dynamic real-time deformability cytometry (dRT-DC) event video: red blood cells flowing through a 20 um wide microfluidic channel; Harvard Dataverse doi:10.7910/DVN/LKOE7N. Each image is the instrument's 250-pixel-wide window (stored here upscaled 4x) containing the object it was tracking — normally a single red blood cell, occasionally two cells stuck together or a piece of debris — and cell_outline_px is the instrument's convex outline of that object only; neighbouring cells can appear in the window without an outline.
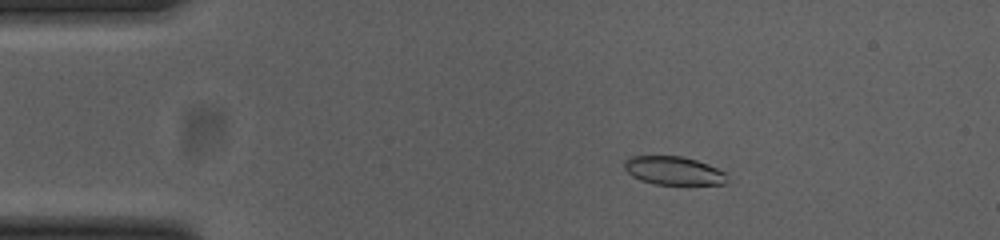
{"species": "common noctule bat (a hibernating species)", "species_latin": "Nyctalus noctula", "temperature_condition": "cold", "stored_images_in_passage": 56, "camera_frame_rate_fps": 3000, "um_per_image_px": 0.085, "animal": {"sex": "female", "body_mass_g": 23.0, "forearm_length_mm": 53.4}, "frame": {"image": 1, "passage_image": 10, "time_ms": 3.0, "image_size_px": [1000, 240], "cell_outline_px": [[728, 180], [724, 184], [652, 184], [640, 180], [632, 176], [624, 168], [624, 160], [632, 156], [680, 156], [696, 160], [708, 164], [724, 172]], "centroid_in_image_um": [57.22, 14.51], "position_along_channel_um": 27.8, "area_um2": 16.94}}
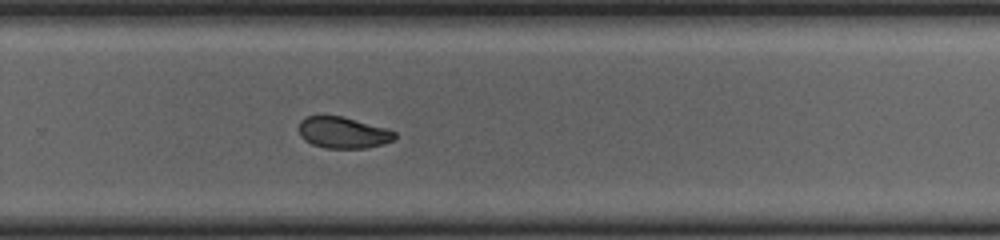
{"frame": {"image": 2, "passage_image": 37, "time_ms": 12.0, "image_size_px": [1000, 240], "cell_outline_px": [[396, 140], [384, 144], [364, 148], [324, 148], [312, 144], [304, 140], [300, 136], [300, 120], [308, 116], [344, 116], [388, 128], [396, 132]], "centroid_in_image_um": [29.21, 11.27], "position_along_channel_um": 300.6, "area_um2": 17.74}}
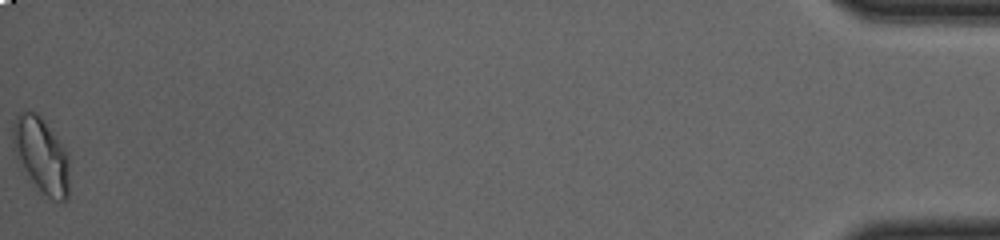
{"frame": {"image": 3, "passage_image": 56, "time_ms": 18.333, "image_size_px": [1000, 240], "cell_outline_px": [[68, 196], [64, 204], [52, 200], [20, 168], [12, 136], [12, 128], [16, 116], [20, 112], [36, 112], [40, 116], [56, 136], [64, 148], [68, 156]], "centroid_in_image_um": [3.52, 13.2], "position_along_channel_um": 431.7, "area_um2": 24.39}, "authors_computed_cell_mechanics": {"area_um2": 18.5249, "velocity_mm_per_s": 3.689, "shape_relaxation_time_tau1_ms": 4.8838, "shape_relaxation_time_tau2_ms": 2.257, "deformation_change_tau1": 0.1279, "deformation_change_tau2": 0.0582}}